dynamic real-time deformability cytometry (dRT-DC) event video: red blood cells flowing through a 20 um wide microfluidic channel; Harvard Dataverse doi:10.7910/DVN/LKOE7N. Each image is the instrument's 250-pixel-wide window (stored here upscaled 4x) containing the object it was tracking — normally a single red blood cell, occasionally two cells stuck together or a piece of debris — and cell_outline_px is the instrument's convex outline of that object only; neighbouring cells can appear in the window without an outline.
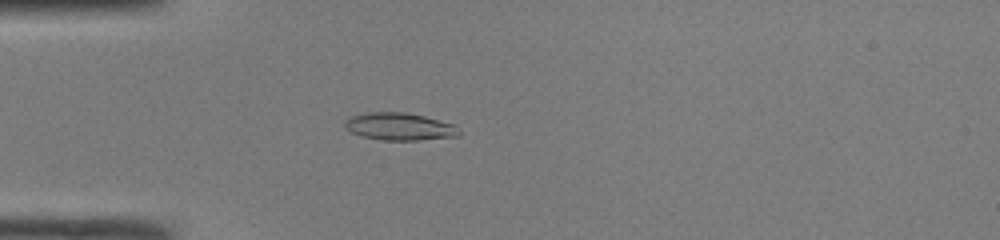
{"species": "common noctule bat (a hibernating species)", "species_latin": "Nyctalus noctula", "temperature_condition": "room temperature", "stored_images_in_passage": 43, "camera_frame_rate_fps": 3000, "um_per_image_px": 0.085, "animal": {"sex": "male", "body_mass_g": 19.0, "forearm_length_mm": 50.8}, "frame": {"image": 1, "passage_image": 9, "time_ms": 2.667, "image_size_px": [1000, 240], "cell_outline_px": [[460, 132], [456, 136], [416, 140], [384, 140], [364, 136], [352, 132], [344, 128], [344, 120], [352, 116], [368, 112], [404, 112], [424, 116], [456, 124]], "centroid_in_image_um": [33.95, 10.74], "position_along_channel_um": 51.0, "area_um2": 18.15}}
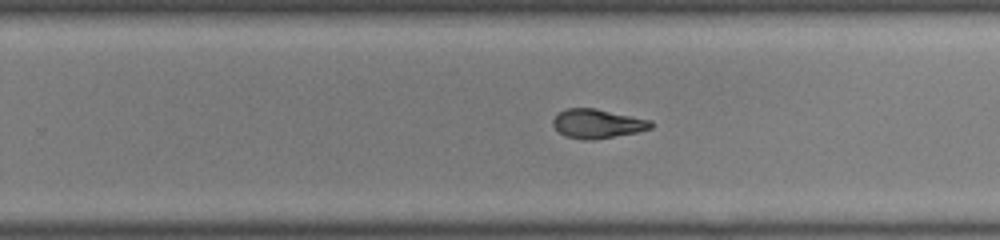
{"frame": {"image": 2, "passage_image": 26, "time_ms": 8.333, "image_size_px": [1000, 240], "cell_outline_px": [[652, 128], [636, 132], [592, 140], [584, 140], [564, 136], [552, 124], [552, 120], [564, 108], [596, 108], [652, 120]], "centroid_in_image_um": [50.77, 10.5], "position_along_channel_um": 279.0, "area_um2": 16.59}}
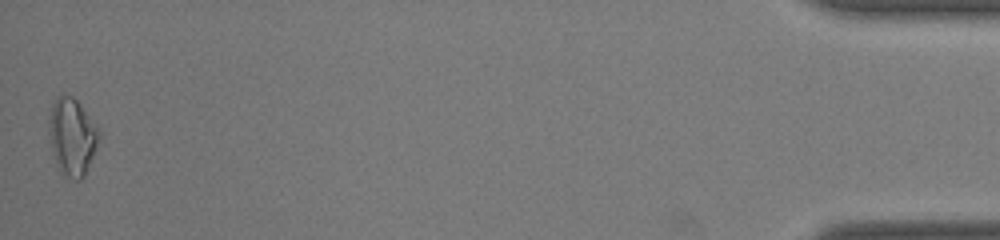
{"frame": {"image": 3, "passage_image": 43, "time_ms": 14.0, "image_size_px": [1000, 240], "cell_outline_px": [[100, 140], [84, 176], [80, 180], [76, 180], [60, 172], [56, 168], [52, 152], [48, 132], [48, 120], [52, 104], [56, 96], [64, 92], [72, 96], [76, 100], [100, 132]], "centroid_in_image_um": [6.09, 11.61], "position_along_channel_um": 429.1, "area_um2": 22.66}, "authors_computed_cell_mechanics": {"area_um2": 17.2244, "velocity_mm_per_s": 4.243, "shape_relaxation_time_tau1_ms": null, "shape_relaxation_time_tau2_ms": 1.8444, "deformation_change_tau1": null, "deformation_change_tau2": 0.0832}}